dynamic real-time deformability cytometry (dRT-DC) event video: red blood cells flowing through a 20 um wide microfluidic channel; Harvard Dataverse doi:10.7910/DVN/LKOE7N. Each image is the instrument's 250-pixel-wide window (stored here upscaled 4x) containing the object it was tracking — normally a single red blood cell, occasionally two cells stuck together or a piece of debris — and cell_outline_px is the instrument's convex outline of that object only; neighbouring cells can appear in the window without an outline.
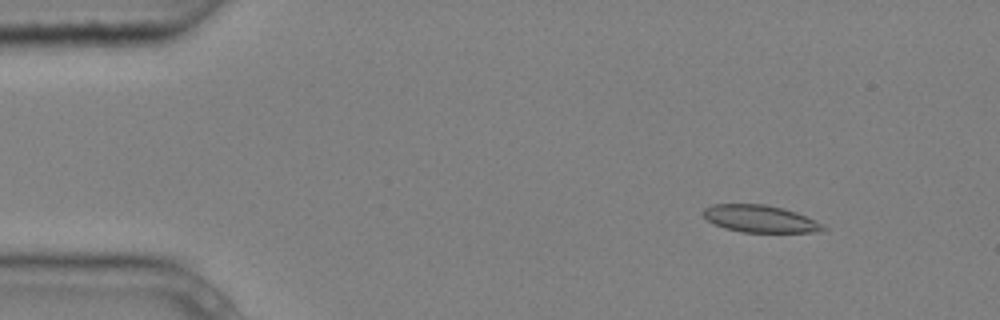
{"species": "common noctule bat (a hibernating species)", "species_latin": "Nyctalus noctula", "temperature_condition": "cold", "stored_images_in_passage": 5, "camera_frame_rate_fps": 3000, "um_per_image_px": 0.085, "animal": {"sex": "male", "body_mass_g": 20.4}, "frame": {"image": 1, "passage_image": 2, "time_ms": 0.333, "image_size_px": [1000, 320], "cell_outline_px": [[828, 228], [824, 232], [744, 232], [724, 228], [708, 220], [700, 212], [704, 208], [712, 204], [764, 204], [784, 208], [796, 212], [824, 224]], "centroid_in_image_um": [64.64, 18.59], "position_along_channel_um": 20.4, "area_um2": 19.13}}